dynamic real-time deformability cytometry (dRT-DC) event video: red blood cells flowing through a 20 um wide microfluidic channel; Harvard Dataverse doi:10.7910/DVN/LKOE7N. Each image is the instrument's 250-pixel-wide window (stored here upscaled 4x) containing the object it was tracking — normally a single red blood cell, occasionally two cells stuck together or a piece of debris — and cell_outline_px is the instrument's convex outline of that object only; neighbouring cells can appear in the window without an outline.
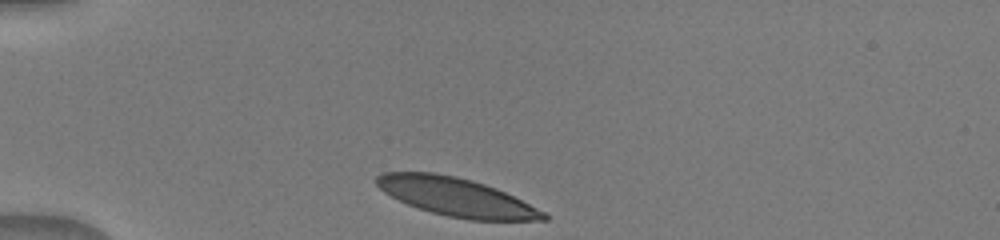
{"species": "human", "species_latin": "Homo sapiens", "temperature_condition": "warm", "stored_images_in_passage": 26, "camera_frame_rate_fps": 3000, "um_per_image_px": 0.085, "donor": {"sex": "male"}, "frame": {"image": 1, "passage_image": 1, "time_ms": 0.0, "image_size_px": [1000, 240], "cell_outline_px": [[548, 220], [468, 220], [448, 216], [432, 212], [408, 204], [384, 192], [376, 184], [376, 176], [384, 172], [436, 172], [456, 176], [472, 180], [496, 188], [544, 212], [548, 216]], "centroid_in_image_um": [38.76, 16.73], "position_along_channel_um": 46.2, "area_um2": 36.82}}
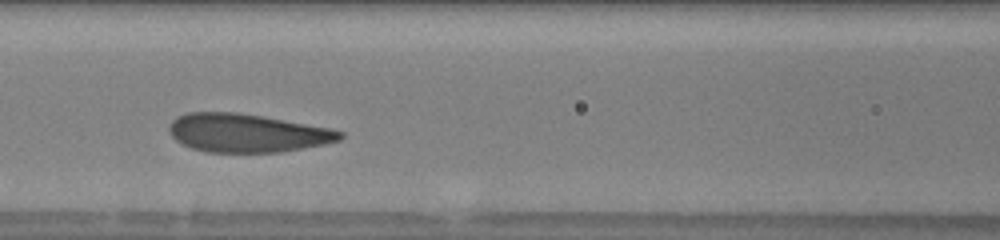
{"frame": {"image": 2, "passage_image": 12, "time_ms": 3.333, "image_size_px": [1000, 240], "cell_outline_px": [[344, 136], [340, 140], [324, 144], [280, 152], [204, 152], [192, 148], [176, 140], [172, 136], [168, 128], [168, 124], [176, 116], [188, 112], [236, 112], [264, 116], [332, 128], [344, 132]], "centroid_in_image_um": [21.0, 11.29], "position_along_channel_um": 145.6, "area_um2": 38.44}}
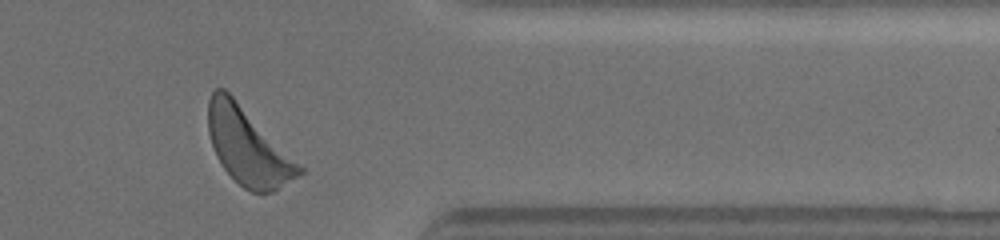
{"frame": {"image": 3, "passage_image": 24, "time_ms": 9.667, "image_size_px": [1000, 240], "cell_outline_px": [[304, 172], [272, 192], [252, 192], [244, 188], [224, 168], [216, 156], [208, 132], [208, 100], [212, 92], [216, 88], [224, 88], [304, 168]], "centroid_in_image_um": [21.05, 12.46], "position_along_channel_um": 390.3, "area_um2": 39.77}}